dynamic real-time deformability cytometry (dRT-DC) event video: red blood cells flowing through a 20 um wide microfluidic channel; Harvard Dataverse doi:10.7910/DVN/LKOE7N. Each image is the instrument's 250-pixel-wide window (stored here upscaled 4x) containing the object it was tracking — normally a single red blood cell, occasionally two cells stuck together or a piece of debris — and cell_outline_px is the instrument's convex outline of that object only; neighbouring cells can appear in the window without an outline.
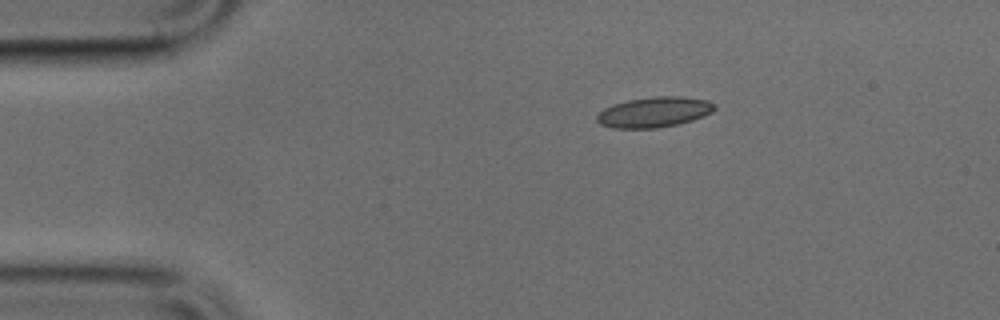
{"species": "common noctule bat (a hibernating species)", "species_latin": "Nyctalus noctula", "temperature_condition": "cold", "stored_images_in_passage": 32, "camera_frame_rate_fps": 3000, "um_per_image_px": 0.085, "animal": {"sex": "male", "body_mass_g": 17.9, "forearm_length_mm": 54.2}, "frame": {"image": 1, "passage_image": 1, "time_ms": 0.0, "image_size_px": [1000, 320], "cell_outline_px": [[716, 108], [712, 112], [704, 116], [692, 120], [676, 124], [656, 128], [612, 128], [600, 124], [596, 120], [596, 116], [604, 108], [628, 100], [652, 96], [680, 96], [708, 100], [716, 104]], "centroid_in_image_um": [55.62, 9.52], "position_along_channel_um": 29.4, "area_um2": 20.81}}
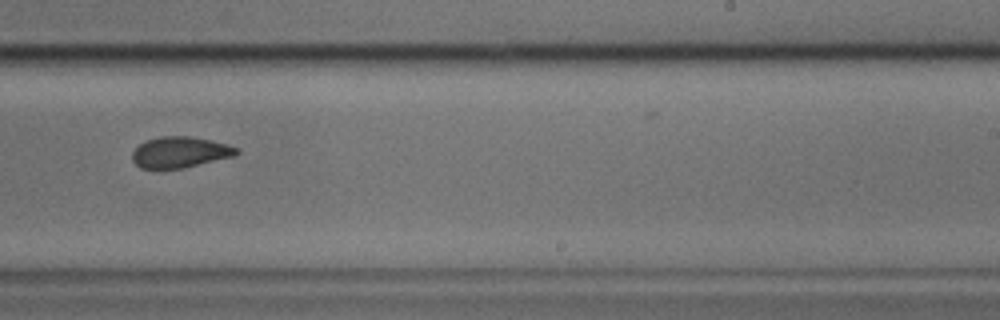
{"frame": {"image": 2, "passage_image": 23, "time_ms": 7.333, "image_size_px": [1000, 320], "cell_outline_px": [[240, 152], [236, 156], [180, 168], [140, 168], [132, 160], [132, 152], [140, 144], [148, 140], [160, 136], [188, 136], [208, 140], [224, 144], [236, 148]], "centroid_in_image_um": [15.28, 12.94], "position_along_channel_um": 273.7, "area_um2": 18.44}}
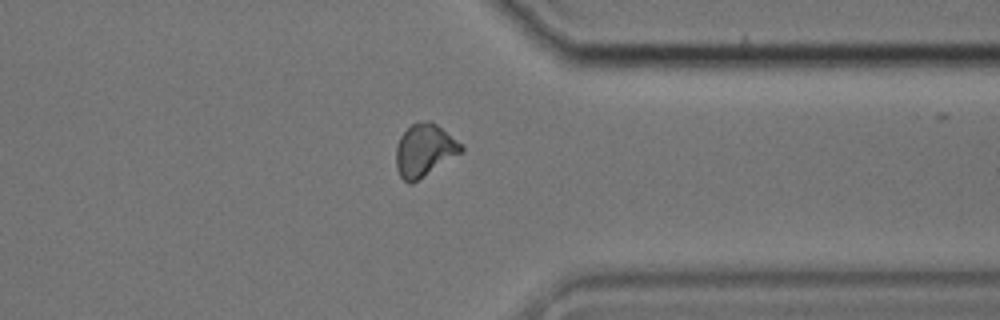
{"frame": {"image": 3, "passage_image": 31, "time_ms": 10.0, "image_size_px": [1000, 320], "cell_outline_px": [[464, 152], [412, 184], [408, 184], [400, 176], [396, 168], [396, 144], [400, 136], [412, 124], [424, 120], [432, 120], [464, 144]], "centroid_in_image_um": [36.12, 12.77], "position_along_channel_um": 375.3, "area_um2": 20.46}}